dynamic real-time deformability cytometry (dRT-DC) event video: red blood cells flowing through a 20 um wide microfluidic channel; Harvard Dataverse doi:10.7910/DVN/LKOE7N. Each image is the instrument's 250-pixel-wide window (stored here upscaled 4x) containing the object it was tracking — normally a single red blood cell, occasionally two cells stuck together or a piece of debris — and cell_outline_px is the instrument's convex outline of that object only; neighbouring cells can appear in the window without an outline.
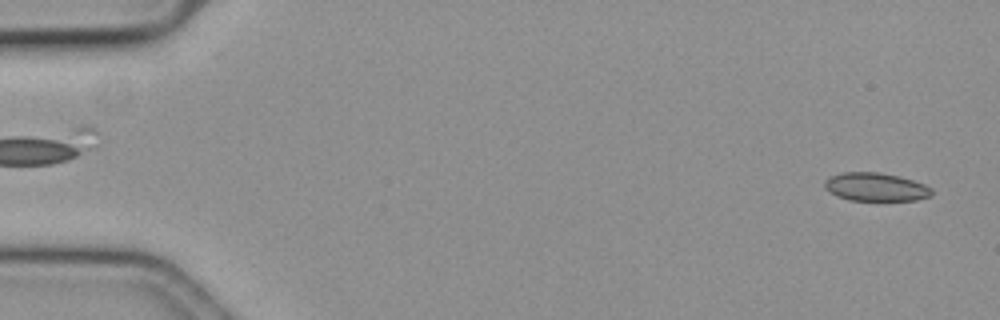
{"species": "common noctule bat (a hibernating species)", "species_latin": "Nyctalus noctula", "temperature_condition": "cold", "stored_images_in_passage": 58, "camera_frame_rate_fps": 3000, "um_per_image_px": 0.085, "animal": {"sex": "female", "body_mass_g": 19.3, "forearm_length_mm": 54.1}, "frame": {"image": 1, "passage_image": 2, "time_ms": 0.333, "image_size_px": [1000, 320], "cell_outline_px": [[932, 196], [916, 200], [848, 200], [836, 196], [828, 192], [824, 188], [824, 180], [832, 176], [844, 172], [876, 172], [896, 176], [912, 180], [924, 184], [932, 188]], "centroid_in_image_um": [74.41, 15.9], "position_along_channel_um": 10.6, "area_um2": 17.63}}
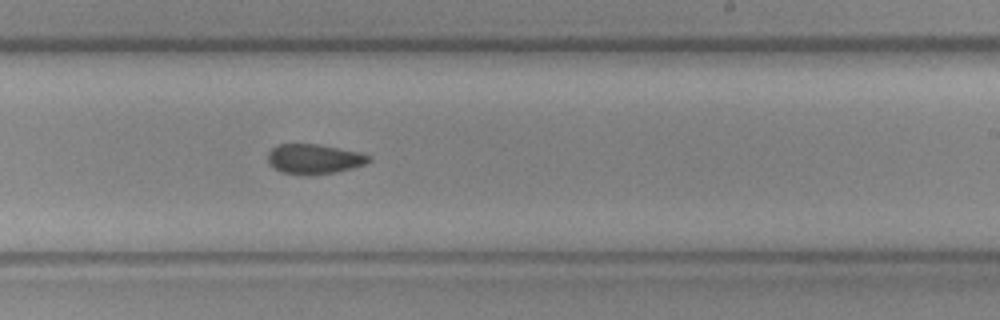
{"frame": {"image": 2, "passage_image": 35, "time_ms": 11.333, "image_size_px": [1000, 320], "cell_outline_px": [[372, 160], [364, 164], [352, 168], [336, 172], [312, 176], [308, 176], [280, 172], [268, 164], [268, 152], [276, 144], [320, 144], [360, 152], [372, 156]], "centroid_in_image_um": [26.69, 13.52], "position_along_channel_um": 262.3, "area_um2": 17.98}}
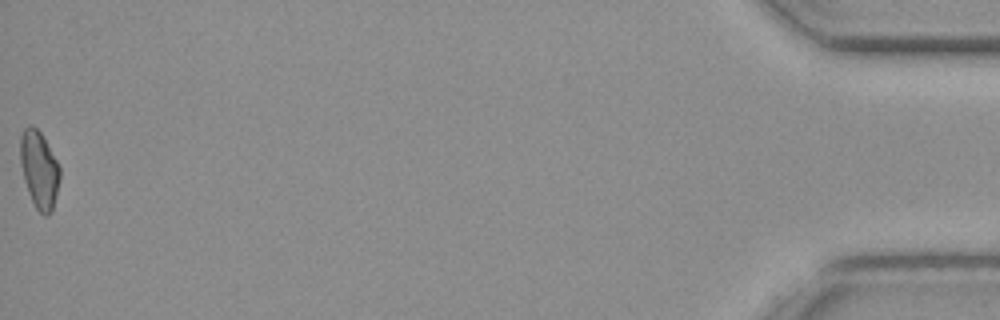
{"frame": {"image": 3, "passage_image": 58, "time_ms": 19.0, "image_size_px": [1000, 320], "cell_outline_px": [[60, 180], [52, 212], [48, 216], [44, 216], [36, 208], [28, 192], [24, 180], [20, 164], [20, 136], [24, 128], [28, 124], [32, 124], [40, 132], [56, 160], [60, 168]], "centroid_in_image_um": [3.32, 14.42], "position_along_channel_um": 431.9, "area_um2": 17.86}, "authors_computed_cell_mechanics": {"area_um2": 17.8602, "velocity_mm_per_s": 3.5809, "shape_relaxation_time_tau1_ms": null, "shape_relaxation_time_tau2_ms": 10.616, "deformation_change_tau1": null, "deformation_change_tau2": 0.1407}}